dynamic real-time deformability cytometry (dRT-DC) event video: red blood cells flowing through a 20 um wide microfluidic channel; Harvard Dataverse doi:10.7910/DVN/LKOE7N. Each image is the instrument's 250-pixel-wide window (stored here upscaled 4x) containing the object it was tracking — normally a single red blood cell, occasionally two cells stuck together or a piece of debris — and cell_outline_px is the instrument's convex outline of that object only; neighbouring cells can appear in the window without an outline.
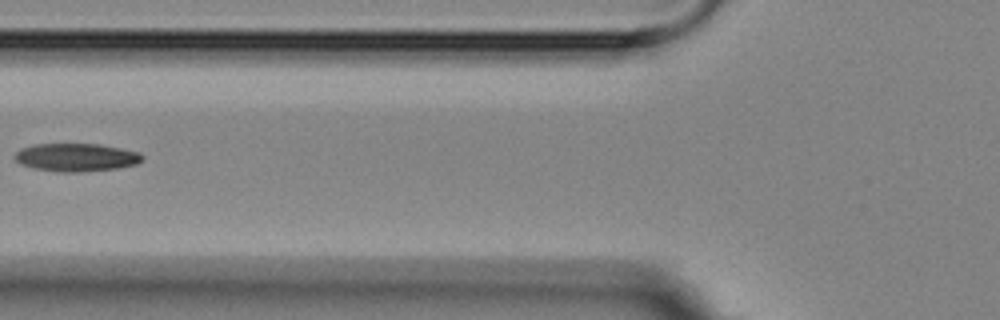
{"species": "Egyptian fruit bat (a non-hibernating species)", "species_latin": "Rousettus aegyptiacus", "temperature_condition": "room temperature", "stored_images_in_passage": 16, "camera_frame_rate_fps": 3000, "um_per_image_px": 0.085, "animal": {"sex": "female"}, "frame": {"image": 1, "passage_image": 6, "time_ms": 6.667, "image_size_px": [1000, 320], "cell_outline_px": [[144, 160], [136, 164], [116, 168], [80, 172], [60, 172], [32, 168], [20, 164], [12, 156], [20, 148], [36, 144], [100, 144], [140, 152], [144, 156]], "centroid_in_image_um": [6.47, 13.37], "position_along_channel_um": 119.3, "area_um2": 20.98}}
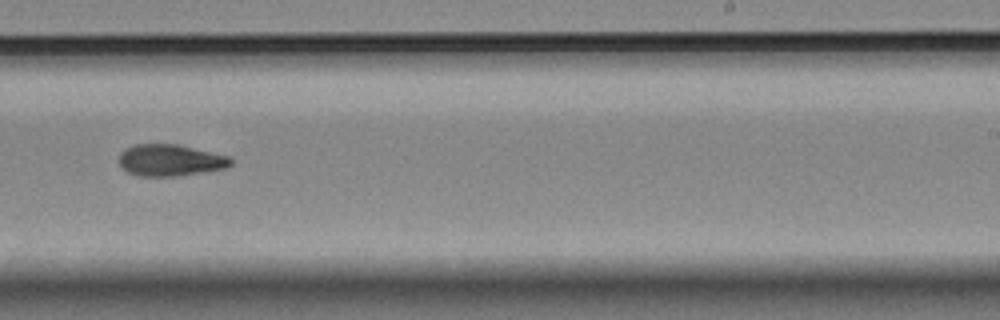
{"frame": {"image": 2, "passage_image": 10, "time_ms": 11.0, "image_size_px": [1000, 320], "cell_outline_px": [[232, 164], [224, 168], [176, 176], [136, 176], [120, 168], [120, 152], [124, 148], [136, 144], [176, 144], [228, 156], [232, 160]], "centroid_in_image_um": [14.41, 13.62], "position_along_channel_um": 274.6, "area_um2": 20.46}}
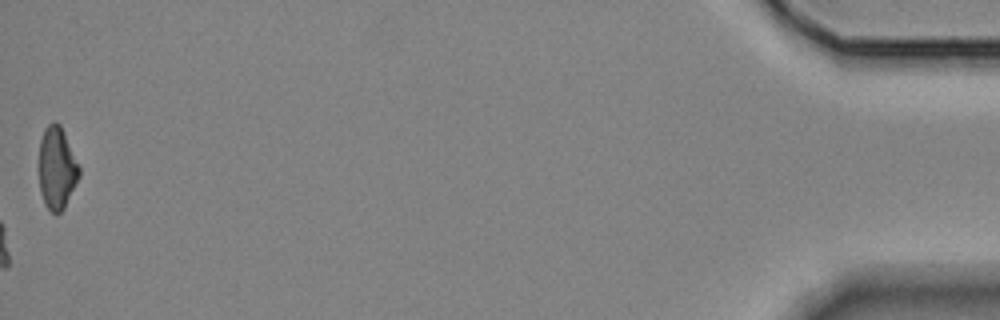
{"frame": {"image": 3, "passage_image": 16, "time_ms": 18.0, "image_size_px": [1000, 320], "cell_outline_px": [[80, 176], [64, 208], [56, 216], [44, 204], [40, 192], [40, 140], [44, 128], [52, 120], [56, 120], [60, 124], [64, 132], [80, 168]], "centroid_in_image_um": [4.84, 14.28], "position_along_channel_um": 430.4, "area_um2": 19.31}, "authors_computed_cell_mechanics": {"area_um2": 20.0566, "velocity_mm_per_s": 3.5717, "shape_relaxation_time_tau1_ms": 5.0561, "shape_relaxation_time_tau2_ms": null, "deformation_change_tau1": 0.1712, "deformation_change_tau2": null}}